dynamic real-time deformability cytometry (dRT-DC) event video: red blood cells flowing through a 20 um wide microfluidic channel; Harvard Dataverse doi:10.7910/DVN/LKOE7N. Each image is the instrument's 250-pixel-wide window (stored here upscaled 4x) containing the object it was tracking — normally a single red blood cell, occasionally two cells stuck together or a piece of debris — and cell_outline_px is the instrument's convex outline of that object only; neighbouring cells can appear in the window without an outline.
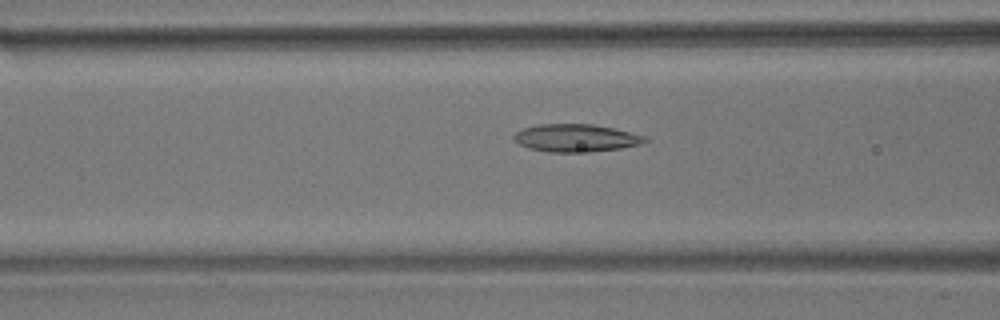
{"species": "common noctule bat (a hibernating species)", "species_latin": "Nyctalus noctula", "temperature_condition": "room temperature", "stored_images_in_passage": 55, "camera_frame_rate_fps": 3000, "um_per_image_px": 0.085, "animal": {"sex": "male", "body_mass_g": 17.9}, "frame": {"image": 1, "passage_image": 22, "time_ms": 7.0, "image_size_px": [1000, 320], "cell_outline_px": [[648, 140], [640, 144], [620, 148], [588, 152], [548, 152], [528, 148], [512, 140], [512, 136], [516, 132], [524, 128], [536, 124], [592, 124], [612, 128], [648, 136]], "centroid_in_image_um": [48.92, 11.73], "position_along_channel_um": 117.7, "area_um2": 21.21}}
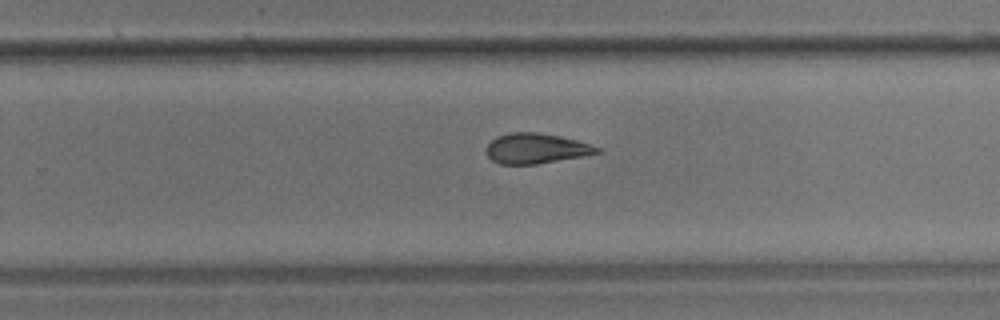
{"frame": {"image": 2, "passage_image": 36, "time_ms": 11.667, "image_size_px": [1000, 320], "cell_outline_px": [[600, 152], [584, 156], [536, 164], [500, 164], [492, 160], [488, 156], [484, 148], [496, 136], [512, 132], [536, 132], [560, 136], [576, 140], [600, 148]], "centroid_in_image_um": [45.52, 12.62], "position_along_channel_um": 284.3, "area_um2": 19.42}}
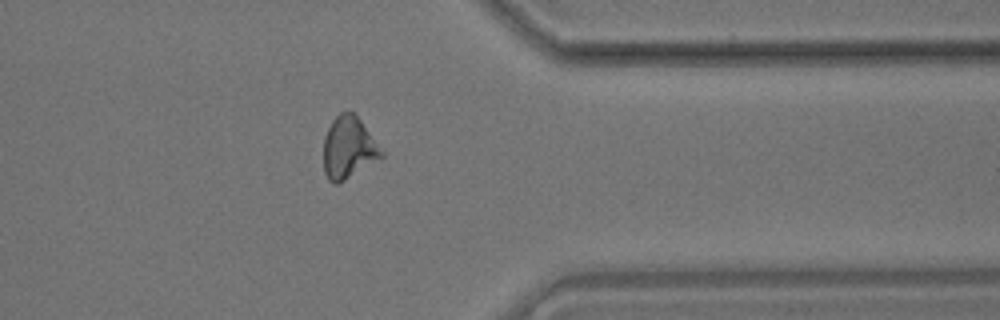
{"frame": {"image": 3, "passage_image": 45, "time_ms": 14.667, "image_size_px": [1000, 320], "cell_outline_px": [[384, 156], [344, 180], [336, 184], [332, 184], [328, 180], [324, 172], [324, 136], [332, 120], [340, 112], [356, 112], [384, 152]], "centroid_in_image_um": [29.63, 12.53], "position_along_channel_um": 381.8, "area_um2": 20.98}}